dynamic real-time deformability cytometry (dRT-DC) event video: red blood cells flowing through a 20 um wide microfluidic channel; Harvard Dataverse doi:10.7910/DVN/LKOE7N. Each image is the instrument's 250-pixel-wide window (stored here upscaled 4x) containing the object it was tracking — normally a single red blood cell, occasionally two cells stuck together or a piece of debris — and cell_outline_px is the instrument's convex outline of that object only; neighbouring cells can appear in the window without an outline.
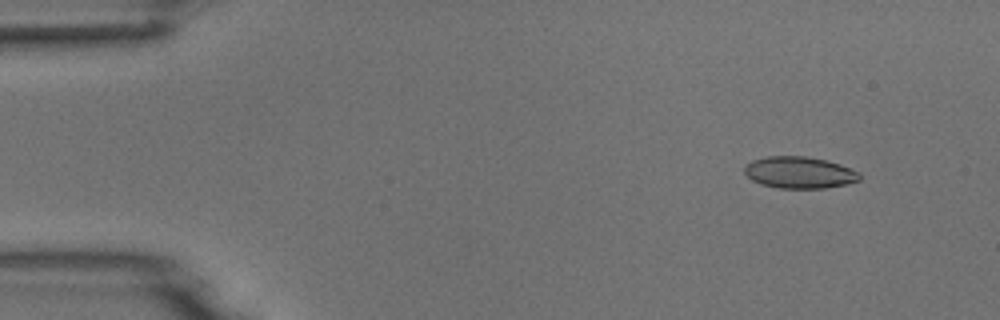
{"species": "common noctule bat (a hibernating species)", "species_latin": "Nyctalus noctula", "temperature_condition": "room temperature", "stored_images_in_passage": 6, "camera_frame_rate_fps": 3000, "um_per_image_px": 0.085, "animal": {"sex": "male", "body_mass_g": 18.8}, "frame": {"image": 1, "passage_image": 2, "time_ms": 1.0, "image_size_px": [1000, 320], "cell_outline_px": [[860, 180], [848, 184], [824, 188], [780, 188], [760, 184], [752, 180], [744, 172], [744, 168], [752, 160], [768, 156], [804, 156], [824, 160], [840, 164], [860, 172]], "centroid_in_image_um": [67.96, 14.67], "position_along_channel_um": 17.0, "area_um2": 21.21}}
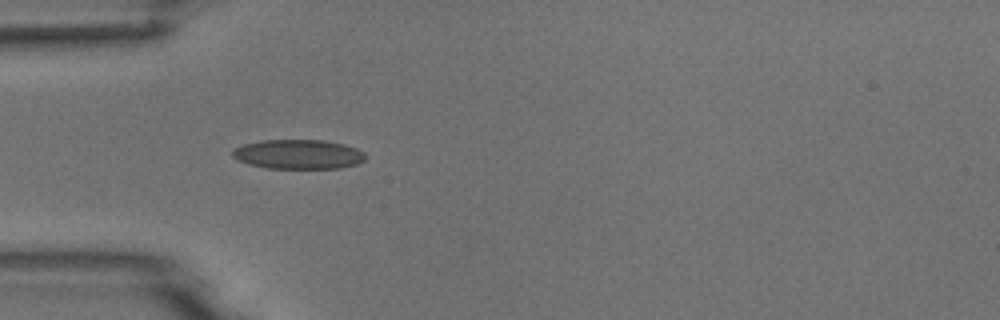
{"frame": {"image": 2, "passage_image": 5, "time_ms": 4.667, "image_size_px": [1000, 320], "cell_outline_px": [[364, 160], [356, 164], [340, 168], [268, 168], [248, 164], [236, 160], [232, 156], [232, 152], [236, 148], [244, 144], [260, 140], [324, 140], [344, 144], [356, 148], [364, 152]], "centroid_in_image_um": [25.34, 13.11], "position_along_channel_um": 59.7, "area_um2": 22.77}}